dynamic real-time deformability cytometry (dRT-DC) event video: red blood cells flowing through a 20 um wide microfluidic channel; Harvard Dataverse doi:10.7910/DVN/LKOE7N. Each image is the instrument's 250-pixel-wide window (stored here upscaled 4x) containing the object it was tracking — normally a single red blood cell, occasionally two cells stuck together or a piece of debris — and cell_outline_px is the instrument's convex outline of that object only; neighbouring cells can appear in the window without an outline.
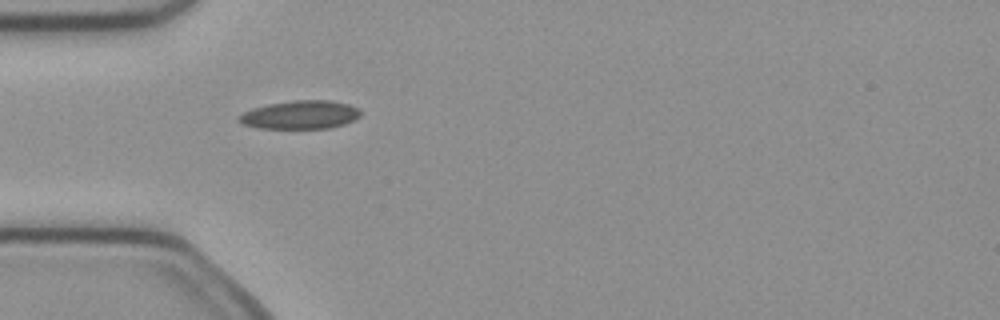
{"species": "common noctule bat (a hibernating species)", "species_latin": "Nyctalus noctula", "temperature_condition": "cold", "stored_images_in_passage": 36, "camera_frame_rate_fps": 3000, "um_per_image_px": 0.085, "animal": {"sex": "female", "body_mass_g": 21.9}, "frame": {"image": 1, "passage_image": 1, "time_ms": 0.0, "image_size_px": [1000, 320], "cell_outline_px": [[360, 116], [344, 124], [328, 128], [256, 128], [244, 124], [236, 120], [236, 116], [252, 108], [268, 104], [292, 100], [332, 100], [348, 104], [356, 108], [360, 112]], "centroid_in_image_um": [25.47, 9.75], "position_along_channel_um": 59.5, "area_um2": 20.11}}
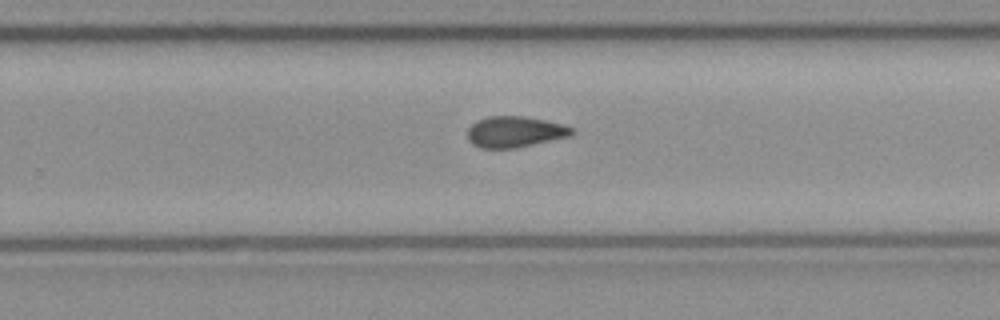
{"frame": {"image": 2, "passage_image": 18, "time_ms": 5.667, "image_size_px": [1000, 320], "cell_outline_px": [[576, 132], [568, 136], [516, 148], [480, 148], [472, 144], [468, 140], [468, 128], [476, 120], [488, 116], [524, 116], [564, 124], [576, 128]], "centroid_in_image_um": [43.76, 11.2], "position_along_channel_um": 286.0, "area_um2": 18.96}}
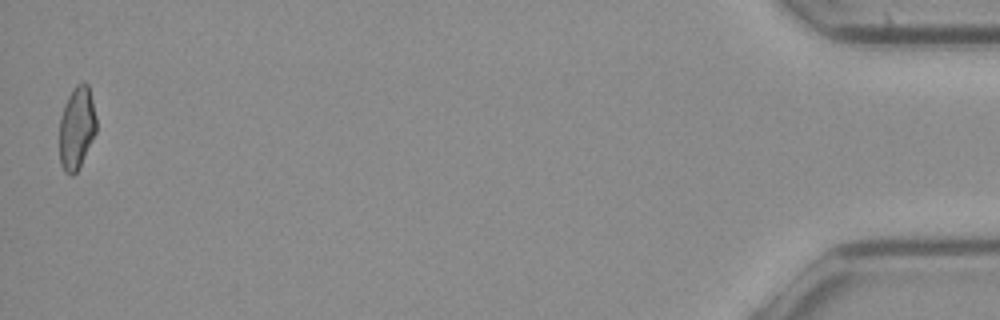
{"frame": {"image": 3, "passage_image": 36, "time_ms": 11.667, "image_size_px": [1000, 320], "cell_outline_px": [[96, 132], [76, 172], [72, 176], [64, 172], [60, 164], [60, 116], [64, 104], [68, 96], [76, 84], [84, 80], [88, 84], [96, 116]], "centroid_in_image_um": [6.51, 10.84], "position_along_channel_um": 428.7, "area_um2": 17.74}, "authors_computed_cell_mechanics": {"area_um2": 18.9584, "velocity_mm_per_s": 4.0329, "shape_relaxation_time_tau1_ms": null, "shape_relaxation_time_tau2_ms": 7.7924, "deformation_change_tau1": null, "deformation_change_tau2": 0.1642}}